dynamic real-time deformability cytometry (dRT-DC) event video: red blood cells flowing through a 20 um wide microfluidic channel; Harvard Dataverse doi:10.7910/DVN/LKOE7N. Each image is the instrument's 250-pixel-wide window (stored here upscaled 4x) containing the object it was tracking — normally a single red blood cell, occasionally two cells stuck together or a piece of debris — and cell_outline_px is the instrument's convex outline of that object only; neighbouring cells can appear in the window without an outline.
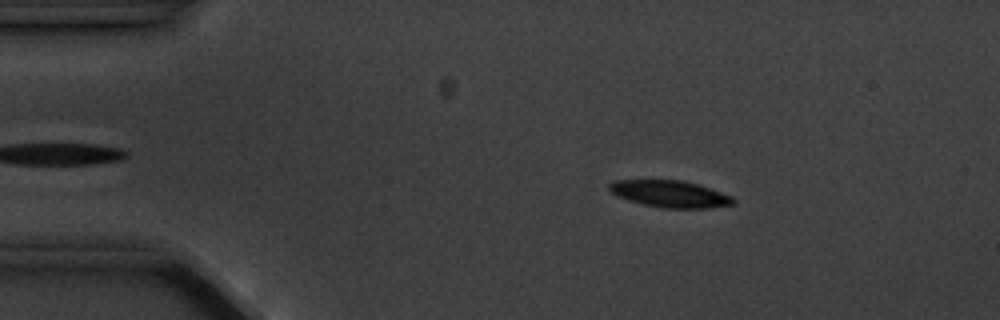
{"species": "common noctule bat (a hibernating species)", "species_latin": "Nyctalus noctula", "temperature_condition": "cold", "stored_images_in_passage": 4, "camera_frame_rate_fps": 3000, "um_per_image_px": 0.085, "animal": {"sex": "male", "body_mass_g": 20.1, "forearm_length_mm": 53.5}, "frame": {"image": 1, "passage_image": 2, "time_ms": 1.0, "image_size_px": [1000, 320], "cell_outline_px": [[736, 204], [708, 208], [664, 208], [644, 204], [628, 200], [612, 192], [608, 188], [608, 184], [616, 180], [680, 180], [696, 184], [732, 196], [736, 200]], "centroid_in_image_um": [56.97, 16.49], "position_along_channel_um": 28.0, "area_um2": 19.13}}
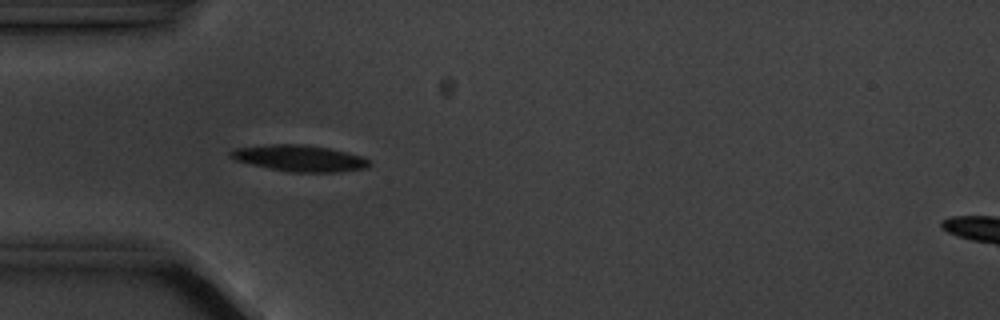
{"frame": {"image": 2, "passage_image": 4, "time_ms": 3.333, "image_size_px": [1000, 320], "cell_outline_px": [[372, 164], [368, 168], [340, 172], [292, 172], [252, 164], [236, 160], [228, 156], [228, 152], [236, 148], [272, 144], [304, 144], [328, 148], [348, 152], [364, 156]], "centroid_in_image_um": [25.52, 13.45], "position_along_channel_um": 59.5, "area_um2": 21.27}}